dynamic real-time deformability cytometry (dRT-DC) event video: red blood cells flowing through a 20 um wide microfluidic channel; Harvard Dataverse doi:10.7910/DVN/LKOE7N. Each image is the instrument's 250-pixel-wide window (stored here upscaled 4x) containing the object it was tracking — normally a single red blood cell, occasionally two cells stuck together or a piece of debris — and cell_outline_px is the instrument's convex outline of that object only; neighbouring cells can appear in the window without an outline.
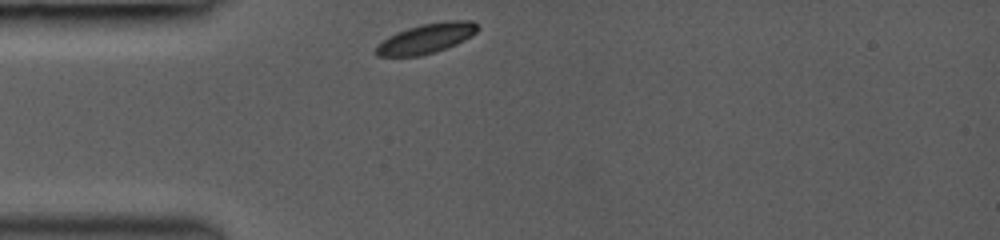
{"species": "common noctule bat (a hibernating species)", "species_latin": "Nyctalus noctula", "temperature_condition": "room temperature", "stored_images_in_passage": 21, "camera_frame_rate_fps": 3000, "um_per_image_px": 0.085, "animal": {"sex": "female", "body_mass_g": 19.0, "forearm_length_mm": 53.3}, "frame": {"image": 1, "passage_image": 1, "time_ms": 0.0, "image_size_px": [1000, 240], "cell_outline_px": [[480, 28], [476, 32], [464, 40], [456, 44], [436, 52], [420, 56], [376, 56], [376, 44], [388, 36], [396, 32], [420, 24], [448, 20], [472, 20]], "centroid_in_image_um": [36.23, 3.26], "position_along_channel_um": 48.8, "area_um2": 17.8}}
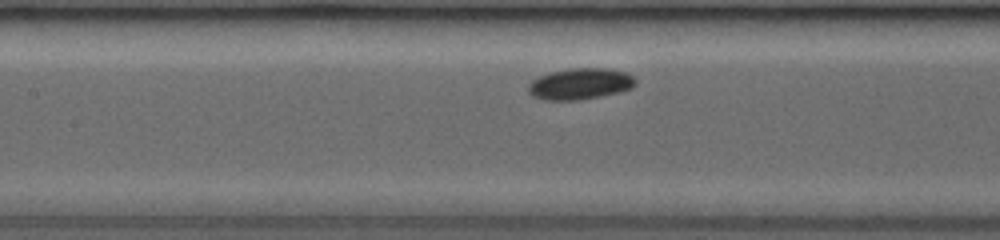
{"frame": {"image": 2, "passage_image": 7, "time_ms": 3.0, "image_size_px": [1000, 240], "cell_outline_px": [[636, 84], [632, 88], [620, 92], [580, 100], [544, 100], [532, 96], [528, 92], [528, 84], [532, 80], [548, 72], [568, 68], [608, 68], [624, 72], [632, 76], [636, 80]], "centroid_in_image_um": [49.29, 7.12], "position_along_channel_um": 158.1, "area_um2": 19.71}}
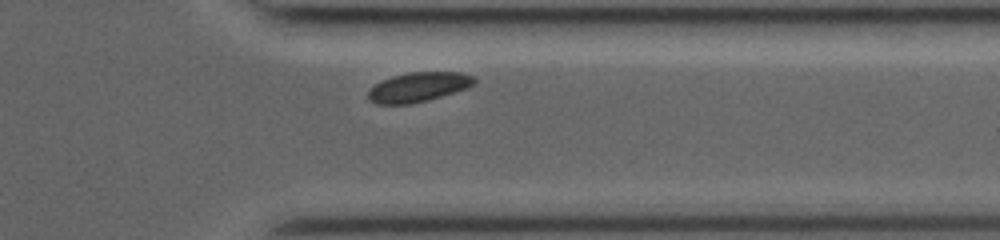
{"frame": {"image": 3, "passage_image": 19, "time_ms": 8.333, "image_size_px": [1000, 240], "cell_outline_px": [[476, 84], [428, 100], [408, 104], [376, 104], [368, 100], [368, 92], [380, 80], [392, 76], [408, 72], [460, 72], [472, 76], [476, 80]], "centroid_in_image_um": [35.52, 7.39], "position_along_channel_um": 375.9, "area_um2": 18.09}, "authors_computed_cell_mechanics": {"area_um2": 18.496, "velocity_mm_per_s": 4.0613, "shape_relaxation_time_tau1_ms": 0.8601, "shape_relaxation_time_tau2_ms": null, "deformation_change_tau1": 0.0688, "deformation_change_tau2": null}}